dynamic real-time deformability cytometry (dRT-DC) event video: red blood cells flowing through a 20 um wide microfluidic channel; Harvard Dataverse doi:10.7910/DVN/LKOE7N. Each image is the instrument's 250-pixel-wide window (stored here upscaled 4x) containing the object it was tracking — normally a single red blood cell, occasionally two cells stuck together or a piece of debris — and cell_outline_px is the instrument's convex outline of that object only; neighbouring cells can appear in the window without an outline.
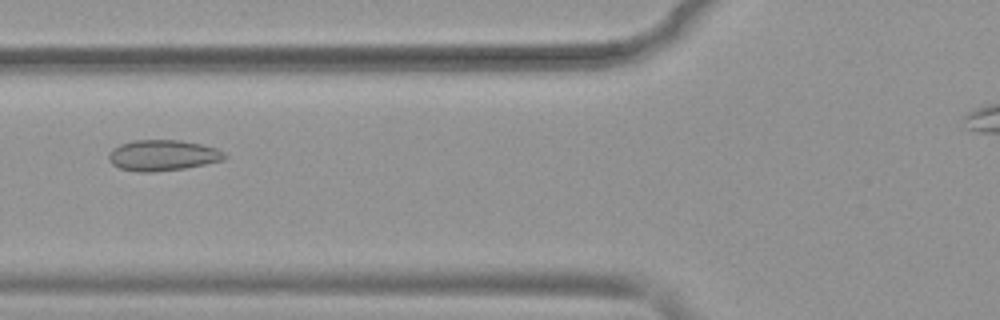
{"species": "common noctule bat (a hibernating species)", "species_latin": "Nyctalus noctula", "temperature_condition": "warm", "stored_images_in_passage": 49, "camera_frame_rate_fps": 3000, "um_per_image_px": 0.085, "animal": {"sex": "female", "body_mass_g": 19.9}, "frame": {"image": 1, "passage_image": 21, "time_ms": 6.667, "image_size_px": [1000, 320], "cell_outline_px": [[228, 156], [224, 160], [184, 168], [156, 172], [136, 172], [120, 168], [112, 164], [108, 160], [108, 152], [112, 148], [120, 144], [132, 140], [180, 140], [200, 144], [216, 148], [224, 152]], "centroid_in_image_um": [13.8, 13.2], "position_along_channel_um": 112.0, "area_um2": 20.98}}
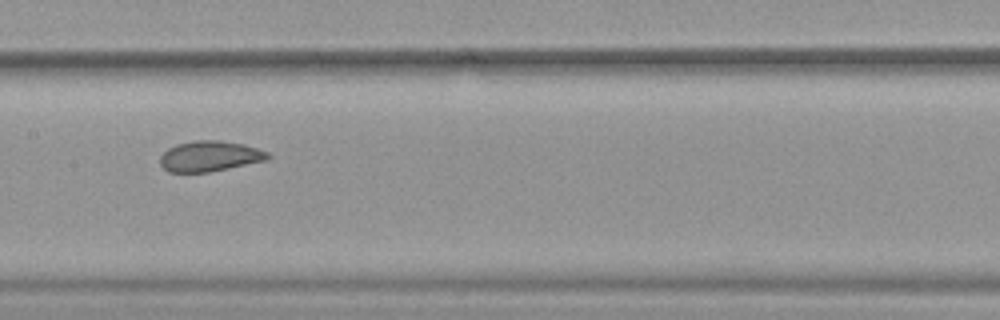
{"frame": {"image": 2, "passage_image": 27, "time_ms": 8.667, "image_size_px": [1000, 320], "cell_outline_px": [[272, 156], [268, 160], [208, 172], [168, 172], [160, 164], [160, 156], [168, 148], [176, 144], [196, 140], [220, 140], [244, 144], [268, 152]], "centroid_in_image_um": [17.84, 13.27], "position_along_channel_um": 189.6, "area_um2": 19.19}}
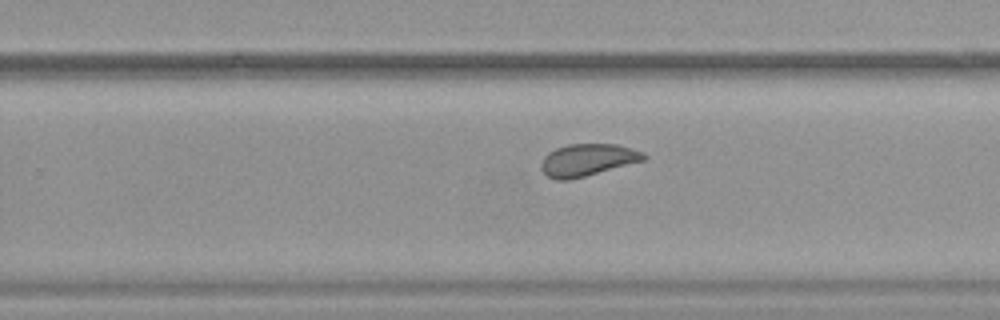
{"frame": {"image": 3, "passage_image": 34, "time_ms": 11.0, "image_size_px": [1000, 320], "cell_outline_px": [[648, 156], [644, 160], [572, 180], [556, 180], [548, 176], [540, 168], [540, 164], [544, 156], [548, 152], [556, 148], [568, 144], [616, 144], [632, 148], [644, 152]], "centroid_in_image_um": [49.93, 13.59], "position_along_channel_um": 279.9, "area_um2": 19.36}, "authors_computed_cell_mechanics": {"area_um2": 21.2126, "velocity_mm_per_s": 3.8853, "shape_relaxation_time_tau1_ms": null, "shape_relaxation_time_tau2_ms": 0.9978, "deformation_change_tau1": null, "deformation_change_tau2": 0.0759}}